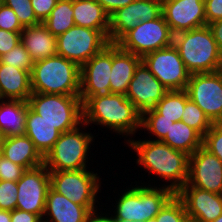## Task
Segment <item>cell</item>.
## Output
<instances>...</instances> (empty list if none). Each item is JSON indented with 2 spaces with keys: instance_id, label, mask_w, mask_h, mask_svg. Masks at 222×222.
<instances>
[{
  "instance_id": "6da1fadb",
  "label": "cell",
  "mask_w": 222,
  "mask_h": 222,
  "mask_svg": "<svg viewBox=\"0 0 222 222\" xmlns=\"http://www.w3.org/2000/svg\"><path fill=\"white\" fill-rule=\"evenodd\" d=\"M139 158L137 163L150 173L157 174L171 183L166 187L175 194L187 183L189 177V155L177 151L162 141L128 140Z\"/></svg>"
},
{
  "instance_id": "7a4b0ae2",
  "label": "cell",
  "mask_w": 222,
  "mask_h": 222,
  "mask_svg": "<svg viewBox=\"0 0 222 222\" xmlns=\"http://www.w3.org/2000/svg\"><path fill=\"white\" fill-rule=\"evenodd\" d=\"M142 116L123 94L111 93L105 97H90L83 104V123H97L121 135H131L141 127ZM85 123V124H84Z\"/></svg>"
},
{
  "instance_id": "3957f363",
  "label": "cell",
  "mask_w": 222,
  "mask_h": 222,
  "mask_svg": "<svg viewBox=\"0 0 222 222\" xmlns=\"http://www.w3.org/2000/svg\"><path fill=\"white\" fill-rule=\"evenodd\" d=\"M173 45L190 74L222 70V53L208 25L174 34Z\"/></svg>"
},
{
  "instance_id": "277c9868",
  "label": "cell",
  "mask_w": 222,
  "mask_h": 222,
  "mask_svg": "<svg viewBox=\"0 0 222 222\" xmlns=\"http://www.w3.org/2000/svg\"><path fill=\"white\" fill-rule=\"evenodd\" d=\"M31 87L33 93L80 95V67L58 54L37 60Z\"/></svg>"
},
{
  "instance_id": "5b68a950",
  "label": "cell",
  "mask_w": 222,
  "mask_h": 222,
  "mask_svg": "<svg viewBox=\"0 0 222 222\" xmlns=\"http://www.w3.org/2000/svg\"><path fill=\"white\" fill-rule=\"evenodd\" d=\"M29 107L61 133L83 123V103L79 95L33 93Z\"/></svg>"
},
{
  "instance_id": "8992f818",
  "label": "cell",
  "mask_w": 222,
  "mask_h": 222,
  "mask_svg": "<svg viewBox=\"0 0 222 222\" xmlns=\"http://www.w3.org/2000/svg\"><path fill=\"white\" fill-rule=\"evenodd\" d=\"M174 194L166 186L161 188L132 187L120 196L113 217L134 222L153 219Z\"/></svg>"
},
{
  "instance_id": "52a82bcc",
  "label": "cell",
  "mask_w": 222,
  "mask_h": 222,
  "mask_svg": "<svg viewBox=\"0 0 222 222\" xmlns=\"http://www.w3.org/2000/svg\"><path fill=\"white\" fill-rule=\"evenodd\" d=\"M80 127L61 133L52 149L44 157V165L49 171H68L86 168L92 134L79 132Z\"/></svg>"
},
{
  "instance_id": "ba28073f",
  "label": "cell",
  "mask_w": 222,
  "mask_h": 222,
  "mask_svg": "<svg viewBox=\"0 0 222 222\" xmlns=\"http://www.w3.org/2000/svg\"><path fill=\"white\" fill-rule=\"evenodd\" d=\"M174 34L163 14L152 21L141 22L116 44L124 51L143 58L146 54L173 45Z\"/></svg>"
},
{
  "instance_id": "9c48e42d",
  "label": "cell",
  "mask_w": 222,
  "mask_h": 222,
  "mask_svg": "<svg viewBox=\"0 0 222 222\" xmlns=\"http://www.w3.org/2000/svg\"><path fill=\"white\" fill-rule=\"evenodd\" d=\"M85 169L50 171V186L73 203L95 210V197L100 189L99 176Z\"/></svg>"
},
{
  "instance_id": "30bf717a",
  "label": "cell",
  "mask_w": 222,
  "mask_h": 222,
  "mask_svg": "<svg viewBox=\"0 0 222 222\" xmlns=\"http://www.w3.org/2000/svg\"><path fill=\"white\" fill-rule=\"evenodd\" d=\"M56 38L57 54L79 67L110 43L99 30L76 25Z\"/></svg>"
},
{
  "instance_id": "8fae6325",
  "label": "cell",
  "mask_w": 222,
  "mask_h": 222,
  "mask_svg": "<svg viewBox=\"0 0 222 222\" xmlns=\"http://www.w3.org/2000/svg\"><path fill=\"white\" fill-rule=\"evenodd\" d=\"M142 61L169 91L186 90L191 74L174 45L148 53Z\"/></svg>"
},
{
  "instance_id": "7c38bea8",
  "label": "cell",
  "mask_w": 222,
  "mask_h": 222,
  "mask_svg": "<svg viewBox=\"0 0 222 222\" xmlns=\"http://www.w3.org/2000/svg\"><path fill=\"white\" fill-rule=\"evenodd\" d=\"M186 91L212 123H222V70L191 74Z\"/></svg>"
},
{
  "instance_id": "4fadbf2b",
  "label": "cell",
  "mask_w": 222,
  "mask_h": 222,
  "mask_svg": "<svg viewBox=\"0 0 222 222\" xmlns=\"http://www.w3.org/2000/svg\"><path fill=\"white\" fill-rule=\"evenodd\" d=\"M112 43L105 46L80 67V99L84 104L90 97L110 95Z\"/></svg>"
},
{
  "instance_id": "5bb4252c",
  "label": "cell",
  "mask_w": 222,
  "mask_h": 222,
  "mask_svg": "<svg viewBox=\"0 0 222 222\" xmlns=\"http://www.w3.org/2000/svg\"><path fill=\"white\" fill-rule=\"evenodd\" d=\"M49 187L50 171L44 164L26 169L17 181L16 209L43 217Z\"/></svg>"
},
{
  "instance_id": "9a60e30c",
  "label": "cell",
  "mask_w": 222,
  "mask_h": 222,
  "mask_svg": "<svg viewBox=\"0 0 222 222\" xmlns=\"http://www.w3.org/2000/svg\"><path fill=\"white\" fill-rule=\"evenodd\" d=\"M162 14L160 0H135L110 16L108 40L117 43L141 22L152 21Z\"/></svg>"
},
{
  "instance_id": "2e32d148",
  "label": "cell",
  "mask_w": 222,
  "mask_h": 222,
  "mask_svg": "<svg viewBox=\"0 0 222 222\" xmlns=\"http://www.w3.org/2000/svg\"><path fill=\"white\" fill-rule=\"evenodd\" d=\"M168 91L141 61L135 69L126 97L142 116L146 112L154 110Z\"/></svg>"
},
{
  "instance_id": "e0dca14e",
  "label": "cell",
  "mask_w": 222,
  "mask_h": 222,
  "mask_svg": "<svg viewBox=\"0 0 222 222\" xmlns=\"http://www.w3.org/2000/svg\"><path fill=\"white\" fill-rule=\"evenodd\" d=\"M184 186H193L222 195V162L203 146L189 156V177Z\"/></svg>"
},
{
  "instance_id": "ac0fdd59",
  "label": "cell",
  "mask_w": 222,
  "mask_h": 222,
  "mask_svg": "<svg viewBox=\"0 0 222 222\" xmlns=\"http://www.w3.org/2000/svg\"><path fill=\"white\" fill-rule=\"evenodd\" d=\"M162 14L173 34L206 26L204 0H173L163 3Z\"/></svg>"
},
{
  "instance_id": "d6986e66",
  "label": "cell",
  "mask_w": 222,
  "mask_h": 222,
  "mask_svg": "<svg viewBox=\"0 0 222 222\" xmlns=\"http://www.w3.org/2000/svg\"><path fill=\"white\" fill-rule=\"evenodd\" d=\"M176 195L182 200L190 222H211L222 214L221 194L183 186Z\"/></svg>"
},
{
  "instance_id": "ffe728a7",
  "label": "cell",
  "mask_w": 222,
  "mask_h": 222,
  "mask_svg": "<svg viewBox=\"0 0 222 222\" xmlns=\"http://www.w3.org/2000/svg\"><path fill=\"white\" fill-rule=\"evenodd\" d=\"M0 154L25 169L44 164V157L26 134L0 137Z\"/></svg>"
},
{
  "instance_id": "44dd1931",
  "label": "cell",
  "mask_w": 222,
  "mask_h": 222,
  "mask_svg": "<svg viewBox=\"0 0 222 222\" xmlns=\"http://www.w3.org/2000/svg\"><path fill=\"white\" fill-rule=\"evenodd\" d=\"M141 61V57L124 51L116 43H112V67L110 77V90L112 93L126 95L135 69Z\"/></svg>"
},
{
  "instance_id": "7402d4cb",
  "label": "cell",
  "mask_w": 222,
  "mask_h": 222,
  "mask_svg": "<svg viewBox=\"0 0 222 222\" xmlns=\"http://www.w3.org/2000/svg\"><path fill=\"white\" fill-rule=\"evenodd\" d=\"M31 94V72L0 63V100L28 102Z\"/></svg>"
},
{
  "instance_id": "603a6c76",
  "label": "cell",
  "mask_w": 222,
  "mask_h": 222,
  "mask_svg": "<svg viewBox=\"0 0 222 222\" xmlns=\"http://www.w3.org/2000/svg\"><path fill=\"white\" fill-rule=\"evenodd\" d=\"M91 211L85 206L73 203L51 186L47 191L45 212L50 222H84Z\"/></svg>"
},
{
  "instance_id": "cb8c5ba5",
  "label": "cell",
  "mask_w": 222,
  "mask_h": 222,
  "mask_svg": "<svg viewBox=\"0 0 222 222\" xmlns=\"http://www.w3.org/2000/svg\"><path fill=\"white\" fill-rule=\"evenodd\" d=\"M20 42L34 61L57 54V38L43 23L24 27Z\"/></svg>"
},
{
  "instance_id": "d4e9b609",
  "label": "cell",
  "mask_w": 222,
  "mask_h": 222,
  "mask_svg": "<svg viewBox=\"0 0 222 222\" xmlns=\"http://www.w3.org/2000/svg\"><path fill=\"white\" fill-rule=\"evenodd\" d=\"M24 134L30 138L36 149L45 157L59 139L61 132L28 106Z\"/></svg>"
},
{
  "instance_id": "484cf974",
  "label": "cell",
  "mask_w": 222,
  "mask_h": 222,
  "mask_svg": "<svg viewBox=\"0 0 222 222\" xmlns=\"http://www.w3.org/2000/svg\"><path fill=\"white\" fill-rule=\"evenodd\" d=\"M73 19L76 26L99 30L108 39L110 16L96 0H73Z\"/></svg>"
},
{
  "instance_id": "4316f807",
  "label": "cell",
  "mask_w": 222,
  "mask_h": 222,
  "mask_svg": "<svg viewBox=\"0 0 222 222\" xmlns=\"http://www.w3.org/2000/svg\"><path fill=\"white\" fill-rule=\"evenodd\" d=\"M28 106V102L22 100L0 102V137L24 134Z\"/></svg>"
},
{
  "instance_id": "83f0119b",
  "label": "cell",
  "mask_w": 222,
  "mask_h": 222,
  "mask_svg": "<svg viewBox=\"0 0 222 222\" xmlns=\"http://www.w3.org/2000/svg\"><path fill=\"white\" fill-rule=\"evenodd\" d=\"M203 137L183 121L174 122L162 140L171 148L192 155L202 146Z\"/></svg>"
},
{
  "instance_id": "f1b7e54d",
  "label": "cell",
  "mask_w": 222,
  "mask_h": 222,
  "mask_svg": "<svg viewBox=\"0 0 222 222\" xmlns=\"http://www.w3.org/2000/svg\"><path fill=\"white\" fill-rule=\"evenodd\" d=\"M42 23L55 37L75 26L73 0H58L51 14Z\"/></svg>"
},
{
  "instance_id": "f546056e",
  "label": "cell",
  "mask_w": 222,
  "mask_h": 222,
  "mask_svg": "<svg viewBox=\"0 0 222 222\" xmlns=\"http://www.w3.org/2000/svg\"><path fill=\"white\" fill-rule=\"evenodd\" d=\"M186 104V90H170L158 102L154 109L162 118L173 122L181 121Z\"/></svg>"
},
{
  "instance_id": "4dcf8cb0",
  "label": "cell",
  "mask_w": 222,
  "mask_h": 222,
  "mask_svg": "<svg viewBox=\"0 0 222 222\" xmlns=\"http://www.w3.org/2000/svg\"><path fill=\"white\" fill-rule=\"evenodd\" d=\"M183 112L181 121L196 130L202 137L213 125L201 108L189 98L187 91L186 104Z\"/></svg>"
},
{
  "instance_id": "1f68e13d",
  "label": "cell",
  "mask_w": 222,
  "mask_h": 222,
  "mask_svg": "<svg viewBox=\"0 0 222 222\" xmlns=\"http://www.w3.org/2000/svg\"><path fill=\"white\" fill-rule=\"evenodd\" d=\"M158 222H190L182 200L174 194L155 216Z\"/></svg>"
},
{
  "instance_id": "d6a6232c",
  "label": "cell",
  "mask_w": 222,
  "mask_h": 222,
  "mask_svg": "<svg viewBox=\"0 0 222 222\" xmlns=\"http://www.w3.org/2000/svg\"><path fill=\"white\" fill-rule=\"evenodd\" d=\"M174 122L167 118H162L155 110H151L142 115L141 128L153 133L157 137V141H162Z\"/></svg>"
},
{
  "instance_id": "836d02e7",
  "label": "cell",
  "mask_w": 222,
  "mask_h": 222,
  "mask_svg": "<svg viewBox=\"0 0 222 222\" xmlns=\"http://www.w3.org/2000/svg\"><path fill=\"white\" fill-rule=\"evenodd\" d=\"M34 62L35 61L21 42L0 57V63L11 65L29 72L32 71Z\"/></svg>"
},
{
  "instance_id": "e575fe53",
  "label": "cell",
  "mask_w": 222,
  "mask_h": 222,
  "mask_svg": "<svg viewBox=\"0 0 222 222\" xmlns=\"http://www.w3.org/2000/svg\"><path fill=\"white\" fill-rule=\"evenodd\" d=\"M3 3L14 11L23 27L41 23L34 14L31 0H3Z\"/></svg>"
},
{
  "instance_id": "d590c367",
  "label": "cell",
  "mask_w": 222,
  "mask_h": 222,
  "mask_svg": "<svg viewBox=\"0 0 222 222\" xmlns=\"http://www.w3.org/2000/svg\"><path fill=\"white\" fill-rule=\"evenodd\" d=\"M202 146L222 162V123H213L203 136Z\"/></svg>"
},
{
  "instance_id": "8d00e7d4",
  "label": "cell",
  "mask_w": 222,
  "mask_h": 222,
  "mask_svg": "<svg viewBox=\"0 0 222 222\" xmlns=\"http://www.w3.org/2000/svg\"><path fill=\"white\" fill-rule=\"evenodd\" d=\"M17 182L0 181V209L13 211L17 203Z\"/></svg>"
},
{
  "instance_id": "74e56055",
  "label": "cell",
  "mask_w": 222,
  "mask_h": 222,
  "mask_svg": "<svg viewBox=\"0 0 222 222\" xmlns=\"http://www.w3.org/2000/svg\"><path fill=\"white\" fill-rule=\"evenodd\" d=\"M25 170L0 154V181L17 182Z\"/></svg>"
},
{
  "instance_id": "f35d334b",
  "label": "cell",
  "mask_w": 222,
  "mask_h": 222,
  "mask_svg": "<svg viewBox=\"0 0 222 222\" xmlns=\"http://www.w3.org/2000/svg\"><path fill=\"white\" fill-rule=\"evenodd\" d=\"M0 29L10 32H21L24 29L14 11L4 3L0 6Z\"/></svg>"
},
{
  "instance_id": "ab89813d",
  "label": "cell",
  "mask_w": 222,
  "mask_h": 222,
  "mask_svg": "<svg viewBox=\"0 0 222 222\" xmlns=\"http://www.w3.org/2000/svg\"><path fill=\"white\" fill-rule=\"evenodd\" d=\"M21 40V32L0 29V57L13 49Z\"/></svg>"
},
{
  "instance_id": "60d3db41",
  "label": "cell",
  "mask_w": 222,
  "mask_h": 222,
  "mask_svg": "<svg viewBox=\"0 0 222 222\" xmlns=\"http://www.w3.org/2000/svg\"><path fill=\"white\" fill-rule=\"evenodd\" d=\"M58 0H31L34 14L42 23L56 6Z\"/></svg>"
},
{
  "instance_id": "b9f144b4",
  "label": "cell",
  "mask_w": 222,
  "mask_h": 222,
  "mask_svg": "<svg viewBox=\"0 0 222 222\" xmlns=\"http://www.w3.org/2000/svg\"><path fill=\"white\" fill-rule=\"evenodd\" d=\"M206 25L222 19V0H204Z\"/></svg>"
},
{
  "instance_id": "7bdbcfd3",
  "label": "cell",
  "mask_w": 222,
  "mask_h": 222,
  "mask_svg": "<svg viewBox=\"0 0 222 222\" xmlns=\"http://www.w3.org/2000/svg\"><path fill=\"white\" fill-rule=\"evenodd\" d=\"M107 12L109 16H111L118 9L123 8L135 0H96Z\"/></svg>"
},
{
  "instance_id": "ee69618b",
  "label": "cell",
  "mask_w": 222,
  "mask_h": 222,
  "mask_svg": "<svg viewBox=\"0 0 222 222\" xmlns=\"http://www.w3.org/2000/svg\"><path fill=\"white\" fill-rule=\"evenodd\" d=\"M39 215L29 213L20 209L11 211V222H37Z\"/></svg>"
},
{
  "instance_id": "f6af8a7d",
  "label": "cell",
  "mask_w": 222,
  "mask_h": 222,
  "mask_svg": "<svg viewBox=\"0 0 222 222\" xmlns=\"http://www.w3.org/2000/svg\"><path fill=\"white\" fill-rule=\"evenodd\" d=\"M208 27L210 28L213 34V38L217 43L218 49L222 53V19L208 24Z\"/></svg>"
},
{
  "instance_id": "bcb514c9",
  "label": "cell",
  "mask_w": 222,
  "mask_h": 222,
  "mask_svg": "<svg viewBox=\"0 0 222 222\" xmlns=\"http://www.w3.org/2000/svg\"><path fill=\"white\" fill-rule=\"evenodd\" d=\"M96 211L97 210L91 211L84 222H115L114 217L99 216L97 213H95Z\"/></svg>"
},
{
  "instance_id": "7dc6e473",
  "label": "cell",
  "mask_w": 222,
  "mask_h": 222,
  "mask_svg": "<svg viewBox=\"0 0 222 222\" xmlns=\"http://www.w3.org/2000/svg\"><path fill=\"white\" fill-rule=\"evenodd\" d=\"M0 222H11V211L0 209Z\"/></svg>"
},
{
  "instance_id": "c3c4849f",
  "label": "cell",
  "mask_w": 222,
  "mask_h": 222,
  "mask_svg": "<svg viewBox=\"0 0 222 222\" xmlns=\"http://www.w3.org/2000/svg\"><path fill=\"white\" fill-rule=\"evenodd\" d=\"M115 222H134V221L115 219ZM139 222H143V221H139Z\"/></svg>"
},
{
  "instance_id": "681fc988",
  "label": "cell",
  "mask_w": 222,
  "mask_h": 222,
  "mask_svg": "<svg viewBox=\"0 0 222 222\" xmlns=\"http://www.w3.org/2000/svg\"><path fill=\"white\" fill-rule=\"evenodd\" d=\"M211 222H222V214L216 220Z\"/></svg>"
},
{
  "instance_id": "f907efd6",
  "label": "cell",
  "mask_w": 222,
  "mask_h": 222,
  "mask_svg": "<svg viewBox=\"0 0 222 222\" xmlns=\"http://www.w3.org/2000/svg\"><path fill=\"white\" fill-rule=\"evenodd\" d=\"M37 222H50L48 219L43 220V217H40Z\"/></svg>"
},
{
  "instance_id": "816d5d0a",
  "label": "cell",
  "mask_w": 222,
  "mask_h": 222,
  "mask_svg": "<svg viewBox=\"0 0 222 222\" xmlns=\"http://www.w3.org/2000/svg\"><path fill=\"white\" fill-rule=\"evenodd\" d=\"M145 222H158V221L155 218H153V219H149V220H147Z\"/></svg>"
},
{
  "instance_id": "f5cc1de1",
  "label": "cell",
  "mask_w": 222,
  "mask_h": 222,
  "mask_svg": "<svg viewBox=\"0 0 222 222\" xmlns=\"http://www.w3.org/2000/svg\"><path fill=\"white\" fill-rule=\"evenodd\" d=\"M170 1H173V0H160L161 4L167 3V2H170Z\"/></svg>"
}]
</instances>
